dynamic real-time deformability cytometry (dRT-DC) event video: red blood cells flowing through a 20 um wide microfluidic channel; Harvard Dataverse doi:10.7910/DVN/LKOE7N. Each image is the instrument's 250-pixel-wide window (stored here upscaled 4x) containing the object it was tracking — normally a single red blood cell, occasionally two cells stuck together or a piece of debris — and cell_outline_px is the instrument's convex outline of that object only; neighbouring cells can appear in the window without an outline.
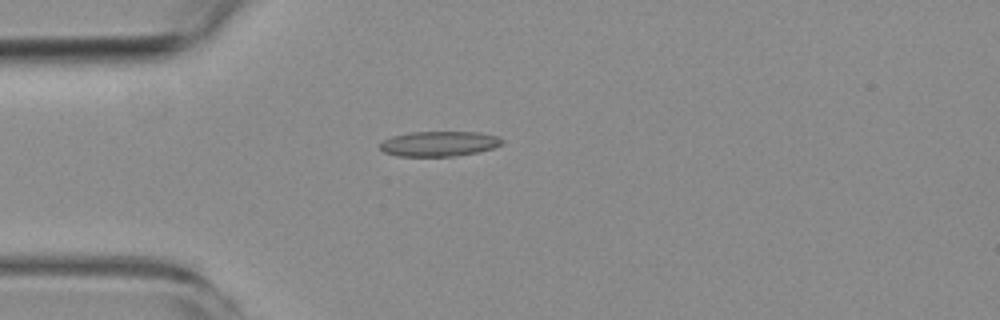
{"species": "common noctule bat (a hibernating species)", "species_latin": "Nyctalus noctula", "temperature_condition": "room temperature", "stored_images_in_passage": 1, "camera_frame_rate_fps": 3000, "um_per_image_px": 0.085, "animal": {"sex": "female", "body_mass_g": 19.3, "forearm_length_mm": 54.1}, "frame": {"image": 1, "passage_image": 1, "time_ms": 0.0, "image_size_px": [1000, 320], "cell_outline_px": [[504, 140], [500, 144], [492, 148], [476, 152], [456, 156], [400, 156], [384, 152], [380, 148], [380, 140], [392, 136], [408, 132], [480, 132], [496, 136]], "centroid_in_image_um": [37.27, 12.21], "position_along_channel_um": 47.7, "area_um2": 17.8}}